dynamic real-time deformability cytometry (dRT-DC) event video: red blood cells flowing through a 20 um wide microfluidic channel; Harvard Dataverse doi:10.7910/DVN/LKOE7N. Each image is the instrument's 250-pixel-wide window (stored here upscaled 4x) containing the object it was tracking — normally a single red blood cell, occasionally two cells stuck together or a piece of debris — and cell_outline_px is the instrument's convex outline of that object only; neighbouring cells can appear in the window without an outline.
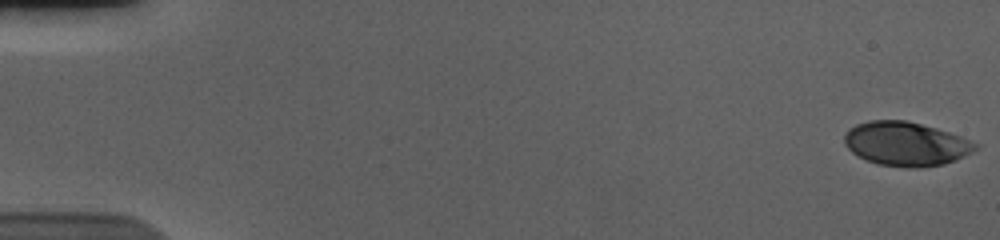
{"species": "human", "species_latin": "Homo sapiens", "temperature_condition": "cold", "stored_images_in_passage": 57, "camera_frame_rate_fps": 3000, "um_per_image_px": 0.085, "donor": {"sex": "male"}, "frame": {"image": 1, "passage_image": 1, "time_ms": 0.0, "image_size_px": [1000, 240], "cell_outline_px": [[980, 144], [972, 152], [956, 160], [944, 164], [916, 168], [876, 164], [864, 160], [856, 156], [844, 144], [844, 132], [848, 128], [856, 124], [868, 120], [904, 120], [936, 128], [960, 136]], "centroid_in_image_um": [76.96, 12.23], "position_along_channel_um": 8.0, "area_um2": 33.76}}
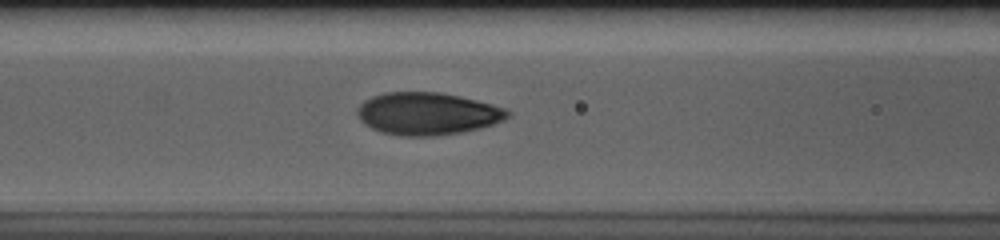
{"frame": {"image": 2, "passage_image": 25, "time_ms": 8.0, "image_size_px": [1000, 240], "cell_outline_px": [[512, 112], [504, 120], [480, 128], [460, 132], [436, 136], [404, 136], [380, 132], [364, 124], [360, 120], [356, 112], [356, 108], [364, 100], [372, 96], [384, 92], [440, 92], [460, 96], [492, 104], [504, 108]], "centroid_in_image_um": [36.3, 9.66], "position_along_channel_um": 130.3, "area_um2": 37.28}}
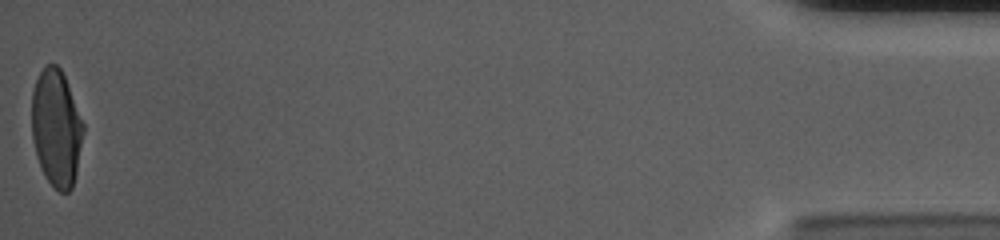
{"frame": {"image": 3, "passage_image": 57, "time_ms": 18.667, "image_size_px": [1000, 240], "cell_outline_px": [[84, 132], [76, 172], [72, 188], [68, 192], [60, 192], [44, 176], [36, 156], [32, 140], [32, 92], [36, 80], [40, 72], [48, 64], [56, 64], [60, 68], [64, 76], [84, 124]], "centroid_in_image_um": [4.78, 10.9], "position_along_channel_um": 430.4, "area_um2": 34.97}, "authors_computed_cell_mechanics": {"area_um2": 35.6626, "velocity_mm_per_s": 3.6817, "shape_relaxation_time_tau1_ms": 3.7483, "shape_relaxation_time_tau2_ms": null, "deformation_change_tau1": 0.1906, "deformation_change_tau2": null}}